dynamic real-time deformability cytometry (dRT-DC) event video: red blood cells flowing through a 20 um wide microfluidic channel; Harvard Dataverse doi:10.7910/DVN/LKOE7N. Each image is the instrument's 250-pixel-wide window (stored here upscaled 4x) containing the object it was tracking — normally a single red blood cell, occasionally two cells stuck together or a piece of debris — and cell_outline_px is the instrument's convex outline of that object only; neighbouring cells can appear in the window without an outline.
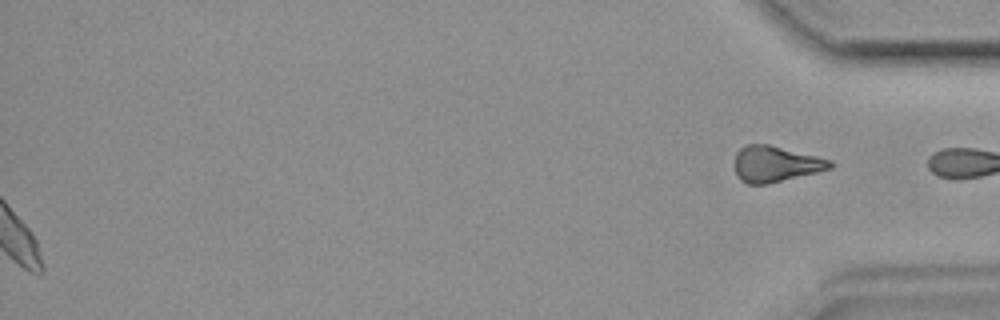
{"species": "common noctule bat (a hibernating species)", "species_latin": "Nyctalus noctula", "temperature_condition": "room temperature", "stored_images_in_passage": 46, "segment_of_instrument_passage": [2, 2], "camera_frame_rate_fps": 3000, "um_per_image_px": 0.085, "animal": {"sex": "female", "body_mass_g": 19.9}, "frame": {"image": 1, "passage_image": 46, "time_ms": 15.0, "image_size_px": [1000, 320], "cell_outline_px": [[832, 168], [768, 184], [748, 184], [740, 180], [732, 164], [736, 152], [740, 148], [748, 144], [768, 144], [832, 160]], "centroid_in_image_um": [65.86, 13.94], "position_along_channel_um": 369.3, "area_um2": 20.0}}